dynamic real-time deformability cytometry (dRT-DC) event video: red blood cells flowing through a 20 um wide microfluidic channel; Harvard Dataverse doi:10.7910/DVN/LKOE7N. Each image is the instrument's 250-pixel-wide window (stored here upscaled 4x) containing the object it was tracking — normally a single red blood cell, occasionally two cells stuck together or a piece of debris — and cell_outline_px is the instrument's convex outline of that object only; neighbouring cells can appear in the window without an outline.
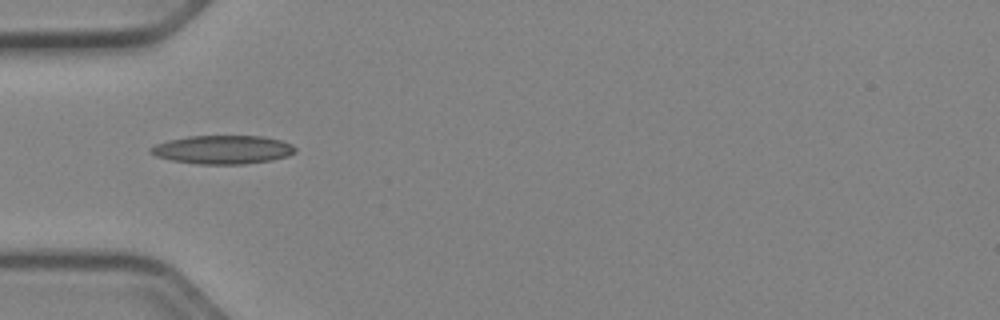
{"species": "Egyptian fruit bat (a non-hibernating species)", "species_latin": "Rousettus aegyptiacus", "temperature_condition": "cold", "stored_images_in_passage": 4, "camera_frame_rate_fps": 3000, "um_per_image_px": 0.085, "animal": {"sex": "female"}, "frame": {"image": 1, "passage_image": 1, "time_ms": 0.0, "image_size_px": [1000, 320], "cell_outline_px": [[296, 152], [288, 156], [272, 160], [244, 164], [196, 164], [172, 160], [156, 156], [148, 152], [148, 148], [156, 144], [168, 140], [188, 136], [264, 136], [280, 140], [292, 144], [296, 148]], "centroid_in_image_um": [18.93, 12.72], "position_along_channel_um": 66.1, "area_um2": 24.22}}